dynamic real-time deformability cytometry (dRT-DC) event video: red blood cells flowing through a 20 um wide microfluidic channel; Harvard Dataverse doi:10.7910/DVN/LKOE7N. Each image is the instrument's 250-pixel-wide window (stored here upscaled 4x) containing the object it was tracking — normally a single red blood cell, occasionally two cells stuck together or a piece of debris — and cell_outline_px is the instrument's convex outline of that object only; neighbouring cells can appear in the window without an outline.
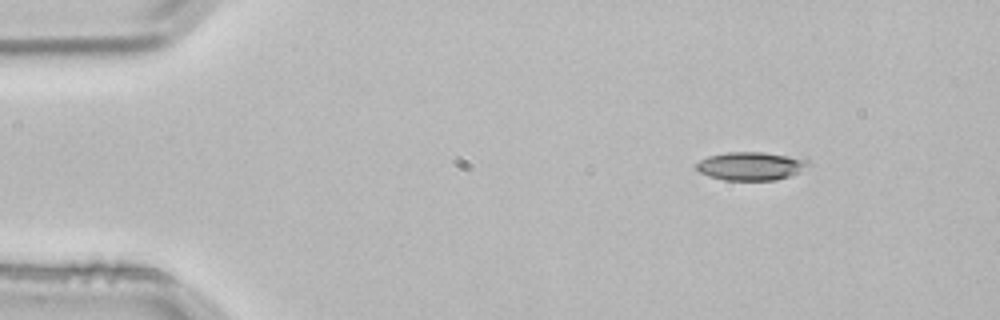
{"species": "common noctule bat (a hibernating species)", "species_latin": "Nyctalus noctula", "temperature_condition": "room temperature", "stored_images_in_passage": 2, "camera_frame_rate_fps": 3000, "um_per_image_px": 0.085, "animal": {"sex": "male", "body_mass_g": 21.5, "forearm_length_mm": 52.0}, "frame": {"image": 1, "passage_image": 1, "time_ms": 0.0, "image_size_px": [1000, 320], "cell_outline_px": [[812, 164], [788, 176], [776, 180], [724, 180], [708, 176], [700, 172], [696, 168], [696, 164], [700, 160], [708, 156], [728, 152], [764, 152], [788, 156], [808, 160]], "centroid_in_image_um": [63.79, 14.11], "position_along_channel_um": 21.2, "area_um2": 18.26}}
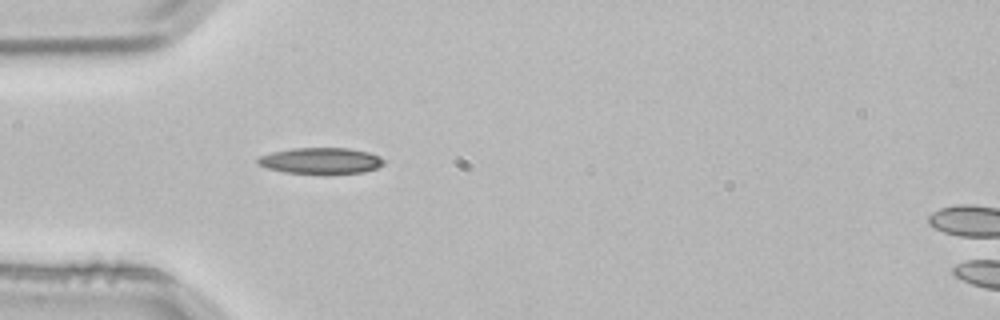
{"frame": {"image": 2, "passage_image": 2, "time_ms": 0.333, "image_size_px": [1000, 320], "cell_outline_px": [[384, 164], [376, 168], [364, 172], [328, 176], [324, 176], [284, 172], [268, 168], [256, 164], [256, 160], [260, 156], [272, 152], [292, 148], [348, 148], [368, 152], [380, 156], [384, 160]], "centroid_in_image_um": [27.27, 13.7], "position_along_channel_um": 57.7, "area_um2": 19.94}}